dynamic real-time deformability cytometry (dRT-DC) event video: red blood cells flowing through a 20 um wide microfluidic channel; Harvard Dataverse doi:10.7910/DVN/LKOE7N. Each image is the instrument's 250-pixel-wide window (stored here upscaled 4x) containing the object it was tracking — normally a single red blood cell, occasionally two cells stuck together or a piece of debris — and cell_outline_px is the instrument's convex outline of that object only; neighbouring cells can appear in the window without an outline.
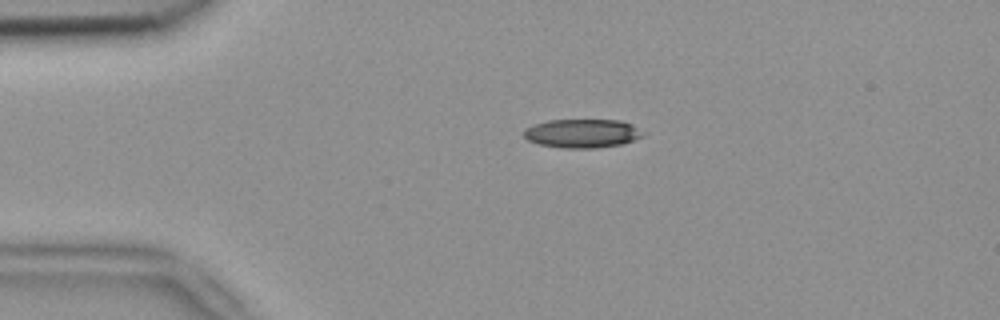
{"species": "common noctule bat (a hibernating species)", "species_latin": "Nyctalus noctula", "temperature_condition": "room temperature", "stored_images_in_passage": 3, "camera_frame_rate_fps": 3000, "um_per_image_px": 0.085, "animal": {"sex": "female", "body_mass_g": 18.4}, "frame": {"image": 1, "passage_image": 2, "time_ms": 0.333, "image_size_px": [1000, 320], "cell_outline_px": [[644, 136], [624, 144], [596, 148], [560, 148], [540, 144], [528, 140], [524, 136], [524, 128], [548, 120], [620, 120], [632, 124], [644, 132]], "centroid_in_image_um": [49.52, 11.34], "position_along_channel_um": 35.5, "area_um2": 20.06}}